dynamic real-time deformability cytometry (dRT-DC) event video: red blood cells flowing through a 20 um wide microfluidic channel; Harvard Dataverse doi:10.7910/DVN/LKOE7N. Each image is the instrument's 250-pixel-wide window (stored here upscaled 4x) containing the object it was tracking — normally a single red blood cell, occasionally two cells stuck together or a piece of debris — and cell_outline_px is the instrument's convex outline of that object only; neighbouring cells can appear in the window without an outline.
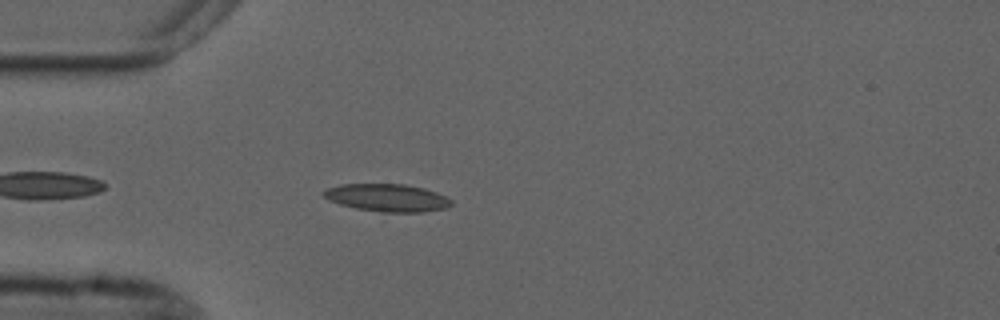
{"species": "common noctule bat (a hibernating species)", "species_latin": "Nyctalus noctula", "temperature_condition": "cold", "stored_images_in_passage": 40, "camera_frame_rate_fps": 3000, "um_per_image_px": 0.085, "animal": {"sex": "male", "forearm_length_mm": 52.5}, "frame": {"image": 1, "passage_image": 1, "time_ms": 0.0, "image_size_px": [1000, 320], "cell_outline_px": [[452, 204], [448, 208], [424, 212], [384, 212], [356, 208], [340, 204], [328, 200], [320, 192], [328, 188], [340, 184], [404, 184], [424, 188], [436, 192], [452, 200]], "centroid_in_image_um": [32.92, 16.81], "position_along_channel_um": 52.1, "area_um2": 20.58}}
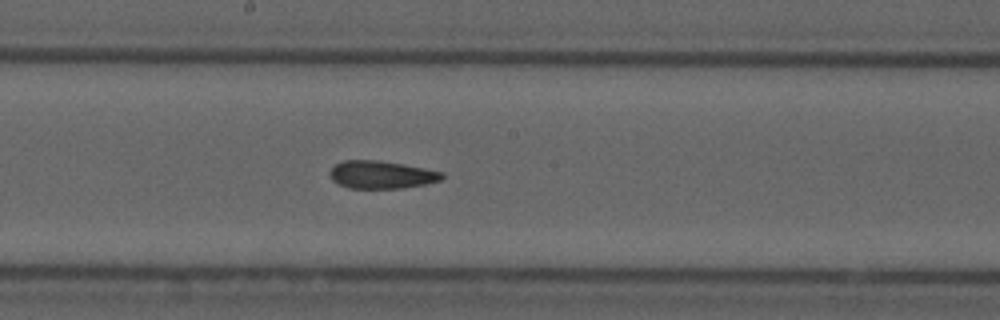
{"frame": {"image": 2, "passage_image": 15, "time_ms": 4.667, "image_size_px": [1000, 320], "cell_outline_px": [[444, 176], [440, 180], [424, 184], [400, 188], [348, 188], [332, 180], [328, 172], [336, 164], [344, 160], [376, 160], [424, 168], [444, 172]], "centroid_in_image_um": [32.4, 14.85], "position_along_channel_um": 215.8, "area_um2": 17.92}}
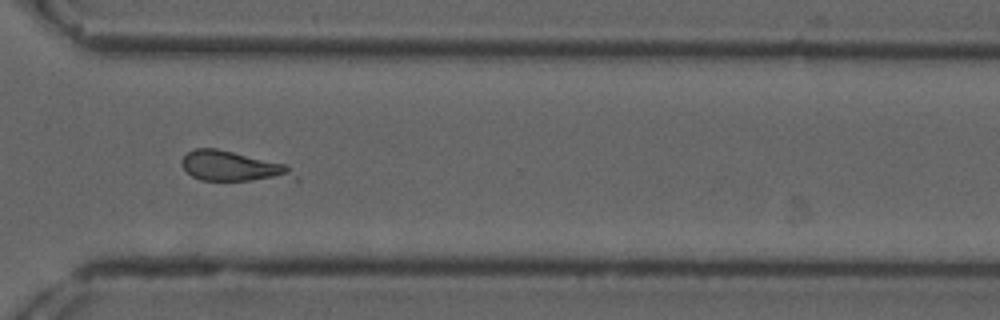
{"frame": {"image": 3, "passage_image": 26, "time_ms": 8.333, "image_size_px": [1000, 320], "cell_outline_px": [[300, 180], [200, 180], [192, 176], [180, 164], [180, 160], [188, 152], [196, 148], [216, 148], [288, 164], [300, 176]], "centroid_in_image_um": [19.9, 14.15], "position_along_channel_um": 350.7, "area_um2": 20.11}, "authors_computed_cell_mechanics": {"area_um2": 19.4497, "velocity_mm_per_s": 3.6983, "shape_relaxation_time_tau1_ms": null, "shape_relaxation_time_tau2_ms": 3.1914, "deformation_change_tau1": null, "deformation_change_tau2": 0.1104}}